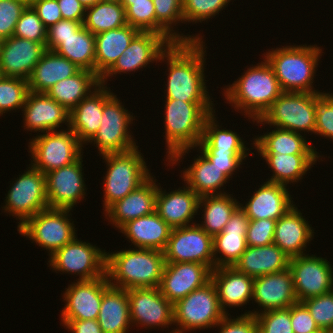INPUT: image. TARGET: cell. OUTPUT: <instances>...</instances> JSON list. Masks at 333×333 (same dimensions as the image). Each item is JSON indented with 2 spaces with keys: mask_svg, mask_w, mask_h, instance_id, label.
<instances>
[{
  "mask_svg": "<svg viewBox=\"0 0 333 333\" xmlns=\"http://www.w3.org/2000/svg\"><path fill=\"white\" fill-rule=\"evenodd\" d=\"M138 147L125 153L103 155L108 166L104 178L105 212L117 201L140 187L151 176Z\"/></svg>",
  "mask_w": 333,
  "mask_h": 333,
  "instance_id": "obj_6",
  "label": "cell"
},
{
  "mask_svg": "<svg viewBox=\"0 0 333 333\" xmlns=\"http://www.w3.org/2000/svg\"><path fill=\"white\" fill-rule=\"evenodd\" d=\"M226 314L221 309L214 283L192 291L173 304V325L179 326L170 333H184L195 329L214 328Z\"/></svg>",
  "mask_w": 333,
  "mask_h": 333,
  "instance_id": "obj_7",
  "label": "cell"
},
{
  "mask_svg": "<svg viewBox=\"0 0 333 333\" xmlns=\"http://www.w3.org/2000/svg\"><path fill=\"white\" fill-rule=\"evenodd\" d=\"M170 45L162 35L155 32H139L114 65L100 78V84L106 85L108 77L117 73L136 71L150 62H157Z\"/></svg>",
  "mask_w": 333,
  "mask_h": 333,
  "instance_id": "obj_20",
  "label": "cell"
},
{
  "mask_svg": "<svg viewBox=\"0 0 333 333\" xmlns=\"http://www.w3.org/2000/svg\"><path fill=\"white\" fill-rule=\"evenodd\" d=\"M49 266L54 271L79 274L78 281L93 280L106 275V252L76 237L55 251ZM77 273V274H76Z\"/></svg>",
  "mask_w": 333,
  "mask_h": 333,
  "instance_id": "obj_13",
  "label": "cell"
},
{
  "mask_svg": "<svg viewBox=\"0 0 333 333\" xmlns=\"http://www.w3.org/2000/svg\"><path fill=\"white\" fill-rule=\"evenodd\" d=\"M276 221L272 219L250 220L246 235L247 246L259 247L272 244Z\"/></svg>",
  "mask_w": 333,
  "mask_h": 333,
  "instance_id": "obj_54",
  "label": "cell"
},
{
  "mask_svg": "<svg viewBox=\"0 0 333 333\" xmlns=\"http://www.w3.org/2000/svg\"><path fill=\"white\" fill-rule=\"evenodd\" d=\"M31 6L46 28L63 19L57 0H34Z\"/></svg>",
  "mask_w": 333,
  "mask_h": 333,
  "instance_id": "obj_58",
  "label": "cell"
},
{
  "mask_svg": "<svg viewBox=\"0 0 333 333\" xmlns=\"http://www.w3.org/2000/svg\"><path fill=\"white\" fill-rule=\"evenodd\" d=\"M132 2H148V0H121L120 4L125 8V10L132 4Z\"/></svg>",
  "mask_w": 333,
  "mask_h": 333,
  "instance_id": "obj_61",
  "label": "cell"
},
{
  "mask_svg": "<svg viewBox=\"0 0 333 333\" xmlns=\"http://www.w3.org/2000/svg\"><path fill=\"white\" fill-rule=\"evenodd\" d=\"M247 151L200 150L211 163L217 166L228 178L239 168L250 154ZM231 176V177H230Z\"/></svg>",
  "mask_w": 333,
  "mask_h": 333,
  "instance_id": "obj_53",
  "label": "cell"
},
{
  "mask_svg": "<svg viewBox=\"0 0 333 333\" xmlns=\"http://www.w3.org/2000/svg\"><path fill=\"white\" fill-rule=\"evenodd\" d=\"M315 93L282 91L257 123L315 133Z\"/></svg>",
  "mask_w": 333,
  "mask_h": 333,
  "instance_id": "obj_8",
  "label": "cell"
},
{
  "mask_svg": "<svg viewBox=\"0 0 333 333\" xmlns=\"http://www.w3.org/2000/svg\"><path fill=\"white\" fill-rule=\"evenodd\" d=\"M46 50V43L16 36L0 41V75L27 80Z\"/></svg>",
  "mask_w": 333,
  "mask_h": 333,
  "instance_id": "obj_21",
  "label": "cell"
},
{
  "mask_svg": "<svg viewBox=\"0 0 333 333\" xmlns=\"http://www.w3.org/2000/svg\"><path fill=\"white\" fill-rule=\"evenodd\" d=\"M27 6L21 0H0V41L14 35L17 21Z\"/></svg>",
  "mask_w": 333,
  "mask_h": 333,
  "instance_id": "obj_52",
  "label": "cell"
},
{
  "mask_svg": "<svg viewBox=\"0 0 333 333\" xmlns=\"http://www.w3.org/2000/svg\"><path fill=\"white\" fill-rule=\"evenodd\" d=\"M92 91L70 112L69 129L82 144L88 143L98 132L104 104L114 95L102 84Z\"/></svg>",
  "mask_w": 333,
  "mask_h": 333,
  "instance_id": "obj_24",
  "label": "cell"
},
{
  "mask_svg": "<svg viewBox=\"0 0 333 333\" xmlns=\"http://www.w3.org/2000/svg\"><path fill=\"white\" fill-rule=\"evenodd\" d=\"M110 286L106 275L93 280L77 281L64 292L65 306L61 311V322L97 319L104 291Z\"/></svg>",
  "mask_w": 333,
  "mask_h": 333,
  "instance_id": "obj_16",
  "label": "cell"
},
{
  "mask_svg": "<svg viewBox=\"0 0 333 333\" xmlns=\"http://www.w3.org/2000/svg\"><path fill=\"white\" fill-rule=\"evenodd\" d=\"M322 53L317 45H292L269 50L264 58L282 91L321 93L313 89L312 83Z\"/></svg>",
  "mask_w": 333,
  "mask_h": 333,
  "instance_id": "obj_5",
  "label": "cell"
},
{
  "mask_svg": "<svg viewBox=\"0 0 333 333\" xmlns=\"http://www.w3.org/2000/svg\"><path fill=\"white\" fill-rule=\"evenodd\" d=\"M291 323L294 333H315L320 331L309 310L302 302L291 305Z\"/></svg>",
  "mask_w": 333,
  "mask_h": 333,
  "instance_id": "obj_57",
  "label": "cell"
},
{
  "mask_svg": "<svg viewBox=\"0 0 333 333\" xmlns=\"http://www.w3.org/2000/svg\"><path fill=\"white\" fill-rule=\"evenodd\" d=\"M63 19L84 23L86 8L78 0H57Z\"/></svg>",
  "mask_w": 333,
  "mask_h": 333,
  "instance_id": "obj_59",
  "label": "cell"
},
{
  "mask_svg": "<svg viewBox=\"0 0 333 333\" xmlns=\"http://www.w3.org/2000/svg\"><path fill=\"white\" fill-rule=\"evenodd\" d=\"M28 169L15 180L5 197V206L2 207L6 213H11L20 220L17 228L48 208L45 174L32 165Z\"/></svg>",
  "mask_w": 333,
  "mask_h": 333,
  "instance_id": "obj_12",
  "label": "cell"
},
{
  "mask_svg": "<svg viewBox=\"0 0 333 333\" xmlns=\"http://www.w3.org/2000/svg\"><path fill=\"white\" fill-rule=\"evenodd\" d=\"M101 1H117V2H120L121 0H101Z\"/></svg>",
  "mask_w": 333,
  "mask_h": 333,
  "instance_id": "obj_65",
  "label": "cell"
},
{
  "mask_svg": "<svg viewBox=\"0 0 333 333\" xmlns=\"http://www.w3.org/2000/svg\"><path fill=\"white\" fill-rule=\"evenodd\" d=\"M215 112L211 113L204 122L203 135L196 146L200 150L219 151H248L241 137L231 130L219 129ZM247 148V149H246Z\"/></svg>",
  "mask_w": 333,
  "mask_h": 333,
  "instance_id": "obj_44",
  "label": "cell"
},
{
  "mask_svg": "<svg viewBox=\"0 0 333 333\" xmlns=\"http://www.w3.org/2000/svg\"><path fill=\"white\" fill-rule=\"evenodd\" d=\"M13 36L33 42L46 43L47 28L31 5L26 7L17 21Z\"/></svg>",
  "mask_w": 333,
  "mask_h": 333,
  "instance_id": "obj_47",
  "label": "cell"
},
{
  "mask_svg": "<svg viewBox=\"0 0 333 333\" xmlns=\"http://www.w3.org/2000/svg\"><path fill=\"white\" fill-rule=\"evenodd\" d=\"M311 228L297 206H293L276 221L273 244L290 258L304 255V248L314 237Z\"/></svg>",
  "mask_w": 333,
  "mask_h": 333,
  "instance_id": "obj_30",
  "label": "cell"
},
{
  "mask_svg": "<svg viewBox=\"0 0 333 333\" xmlns=\"http://www.w3.org/2000/svg\"><path fill=\"white\" fill-rule=\"evenodd\" d=\"M29 144L31 165L44 174L70 165L83 155L82 143L69 128L37 135Z\"/></svg>",
  "mask_w": 333,
  "mask_h": 333,
  "instance_id": "obj_9",
  "label": "cell"
},
{
  "mask_svg": "<svg viewBox=\"0 0 333 333\" xmlns=\"http://www.w3.org/2000/svg\"><path fill=\"white\" fill-rule=\"evenodd\" d=\"M124 108L116 95L104 104L99 130L89 141L96 144L101 156L125 153L139 147L128 131L135 118Z\"/></svg>",
  "mask_w": 333,
  "mask_h": 333,
  "instance_id": "obj_11",
  "label": "cell"
},
{
  "mask_svg": "<svg viewBox=\"0 0 333 333\" xmlns=\"http://www.w3.org/2000/svg\"><path fill=\"white\" fill-rule=\"evenodd\" d=\"M203 41L171 44L160 56L167 60L168 80L166 99L185 102H213L204 75L205 48ZM205 50V51H204Z\"/></svg>",
  "mask_w": 333,
  "mask_h": 333,
  "instance_id": "obj_1",
  "label": "cell"
},
{
  "mask_svg": "<svg viewBox=\"0 0 333 333\" xmlns=\"http://www.w3.org/2000/svg\"><path fill=\"white\" fill-rule=\"evenodd\" d=\"M164 265L165 258L161 250L131 248L115 253L106 252L109 284L125 290L159 287Z\"/></svg>",
  "mask_w": 333,
  "mask_h": 333,
  "instance_id": "obj_3",
  "label": "cell"
},
{
  "mask_svg": "<svg viewBox=\"0 0 333 333\" xmlns=\"http://www.w3.org/2000/svg\"><path fill=\"white\" fill-rule=\"evenodd\" d=\"M211 281L214 283L221 309L240 307L253 299L254 278L239 272L233 266H221L211 271ZM250 299V300H249Z\"/></svg>",
  "mask_w": 333,
  "mask_h": 333,
  "instance_id": "obj_29",
  "label": "cell"
},
{
  "mask_svg": "<svg viewBox=\"0 0 333 333\" xmlns=\"http://www.w3.org/2000/svg\"><path fill=\"white\" fill-rule=\"evenodd\" d=\"M125 12L128 25L138 29L140 32L156 33V14L152 0H148V2H132Z\"/></svg>",
  "mask_w": 333,
  "mask_h": 333,
  "instance_id": "obj_50",
  "label": "cell"
},
{
  "mask_svg": "<svg viewBox=\"0 0 333 333\" xmlns=\"http://www.w3.org/2000/svg\"><path fill=\"white\" fill-rule=\"evenodd\" d=\"M302 303L307 307L320 330L333 332V291L308 298Z\"/></svg>",
  "mask_w": 333,
  "mask_h": 333,
  "instance_id": "obj_48",
  "label": "cell"
},
{
  "mask_svg": "<svg viewBox=\"0 0 333 333\" xmlns=\"http://www.w3.org/2000/svg\"><path fill=\"white\" fill-rule=\"evenodd\" d=\"M24 129L46 133L57 131L61 123L69 128L70 111L46 93L29 91L22 108Z\"/></svg>",
  "mask_w": 333,
  "mask_h": 333,
  "instance_id": "obj_22",
  "label": "cell"
},
{
  "mask_svg": "<svg viewBox=\"0 0 333 333\" xmlns=\"http://www.w3.org/2000/svg\"><path fill=\"white\" fill-rule=\"evenodd\" d=\"M224 90L226 100L236 109L244 111L252 121L260 119L282 90L272 67L264 59L248 70Z\"/></svg>",
  "mask_w": 333,
  "mask_h": 333,
  "instance_id": "obj_4",
  "label": "cell"
},
{
  "mask_svg": "<svg viewBox=\"0 0 333 333\" xmlns=\"http://www.w3.org/2000/svg\"><path fill=\"white\" fill-rule=\"evenodd\" d=\"M291 198L285 185L267 181L260 185L246 205L239 203V207L249 220H278L295 206Z\"/></svg>",
  "mask_w": 333,
  "mask_h": 333,
  "instance_id": "obj_25",
  "label": "cell"
},
{
  "mask_svg": "<svg viewBox=\"0 0 333 333\" xmlns=\"http://www.w3.org/2000/svg\"><path fill=\"white\" fill-rule=\"evenodd\" d=\"M99 85L100 77L95 72L80 69L75 75L53 85L46 94L71 112Z\"/></svg>",
  "mask_w": 333,
  "mask_h": 333,
  "instance_id": "obj_37",
  "label": "cell"
},
{
  "mask_svg": "<svg viewBox=\"0 0 333 333\" xmlns=\"http://www.w3.org/2000/svg\"><path fill=\"white\" fill-rule=\"evenodd\" d=\"M82 156L74 163L52 170L46 176V194L49 208L71 209L84 198Z\"/></svg>",
  "mask_w": 333,
  "mask_h": 333,
  "instance_id": "obj_19",
  "label": "cell"
},
{
  "mask_svg": "<svg viewBox=\"0 0 333 333\" xmlns=\"http://www.w3.org/2000/svg\"><path fill=\"white\" fill-rule=\"evenodd\" d=\"M256 317L258 333H294L291 323V306L265 312L248 311Z\"/></svg>",
  "mask_w": 333,
  "mask_h": 333,
  "instance_id": "obj_46",
  "label": "cell"
},
{
  "mask_svg": "<svg viewBox=\"0 0 333 333\" xmlns=\"http://www.w3.org/2000/svg\"><path fill=\"white\" fill-rule=\"evenodd\" d=\"M85 8L95 5L101 0H78Z\"/></svg>",
  "mask_w": 333,
  "mask_h": 333,
  "instance_id": "obj_62",
  "label": "cell"
},
{
  "mask_svg": "<svg viewBox=\"0 0 333 333\" xmlns=\"http://www.w3.org/2000/svg\"><path fill=\"white\" fill-rule=\"evenodd\" d=\"M165 103L166 153L168 162L175 165L199 144L205 119L215 112L214 103L175 99H166Z\"/></svg>",
  "mask_w": 333,
  "mask_h": 333,
  "instance_id": "obj_2",
  "label": "cell"
},
{
  "mask_svg": "<svg viewBox=\"0 0 333 333\" xmlns=\"http://www.w3.org/2000/svg\"><path fill=\"white\" fill-rule=\"evenodd\" d=\"M186 186V187H185ZM166 193L158 186L155 212L173 229L190 226L200 197L187 185Z\"/></svg>",
  "mask_w": 333,
  "mask_h": 333,
  "instance_id": "obj_28",
  "label": "cell"
},
{
  "mask_svg": "<svg viewBox=\"0 0 333 333\" xmlns=\"http://www.w3.org/2000/svg\"><path fill=\"white\" fill-rule=\"evenodd\" d=\"M226 314L217 324L220 327L219 333H258L256 317L252 314H242L237 318H228Z\"/></svg>",
  "mask_w": 333,
  "mask_h": 333,
  "instance_id": "obj_56",
  "label": "cell"
},
{
  "mask_svg": "<svg viewBox=\"0 0 333 333\" xmlns=\"http://www.w3.org/2000/svg\"><path fill=\"white\" fill-rule=\"evenodd\" d=\"M83 26L82 22L61 19L47 28L46 49L54 51L60 45V39L75 34Z\"/></svg>",
  "mask_w": 333,
  "mask_h": 333,
  "instance_id": "obj_55",
  "label": "cell"
},
{
  "mask_svg": "<svg viewBox=\"0 0 333 333\" xmlns=\"http://www.w3.org/2000/svg\"><path fill=\"white\" fill-rule=\"evenodd\" d=\"M120 230L135 248L164 251L172 228L154 212L127 222Z\"/></svg>",
  "mask_w": 333,
  "mask_h": 333,
  "instance_id": "obj_32",
  "label": "cell"
},
{
  "mask_svg": "<svg viewBox=\"0 0 333 333\" xmlns=\"http://www.w3.org/2000/svg\"><path fill=\"white\" fill-rule=\"evenodd\" d=\"M315 133L333 140V94L315 93Z\"/></svg>",
  "mask_w": 333,
  "mask_h": 333,
  "instance_id": "obj_51",
  "label": "cell"
},
{
  "mask_svg": "<svg viewBox=\"0 0 333 333\" xmlns=\"http://www.w3.org/2000/svg\"><path fill=\"white\" fill-rule=\"evenodd\" d=\"M315 333H329V332H326V331H324V330H320V331H317V332H315Z\"/></svg>",
  "mask_w": 333,
  "mask_h": 333,
  "instance_id": "obj_64",
  "label": "cell"
},
{
  "mask_svg": "<svg viewBox=\"0 0 333 333\" xmlns=\"http://www.w3.org/2000/svg\"><path fill=\"white\" fill-rule=\"evenodd\" d=\"M127 25L125 8L117 1H99L86 8L83 26L94 35Z\"/></svg>",
  "mask_w": 333,
  "mask_h": 333,
  "instance_id": "obj_43",
  "label": "cell"
},
{
  "mask_svg": "<svg viewBox=\"0 0 333 333\" xmlns=\"http://www.w3.org/2000/svg\"><path fill=\"white\" fill-rule=\"evenodd\" d=\"M157 191L158 184L151 175L140 187L114 203L103 214L119 230L127 222L155 212Z\"/></svg>",
  "mask_w": 333,
  "mask_h": 333,
  "instance_id": "obj_26",
  "label": "cell"
},
{
  "mask_svg": "<svg viewBox=\"0 0 333 333\" xmlns=\"http://www.w3.org/2000/svg\"><path fill=\"white\" fill-rule=\"evenodd\" d=\"M25 2L27 5H31L34 0H21Z\"/></svg>",
  "mask_w": 333,
  "mask_h": 333,
  "instance_id": "obj_63",
  "label": "cell"
},
{
  "mask_svg": "<svg viewBox=\"0 0 333 333\" xmlns=\"http://www.w3.org/2000/svg\"><path fill=\"white\" fill-rule=\"evenodd\" d=\"M194 163L183 170L185 184L199 197L226 194L220 191L229 178L203 154L194 159ZM219 190V191H218Z\"/></svg>",
  "mask_w": 333,
  "mask_h": 333,
  "instance_id": "obj_36",
  "label": "cell"
},
{
  "mask_svg": "<svg viewBox=\"0 0 333 333\" xmlns=\"http://www.w3.org/2000/svg\"><path fill=\"white\" fill-rule=\"evenodd\" d=\"M127 294L131 324L144 328H166L173 324V304L162 295L158 287L130 288Z\"/></svg>",
  "mask_w": 333,
  "mask_h": 333,
  "instance_id": "obj_17",
  "label": "cell"
},
{
  "mask_svg": "<svg viewBox=\"0 0 333 333\" xmlns=\"http://www.w3.org/2000/svg\"><path fill=\"white\" fill-rule=\"evenodd\" d=\"M65 327L71 333H104L97 319L71 320Z\"/></svg>",
  "mask_w": 333,
  "mask_h": 333,
  "instance_id": "obj_60",
  "label": "cell"
},
{
  "mask_svg": "<svg viewBox=\"0 0 333 333\" xmlns=\"http://www.w3.org/2000/svg\"><path fill=\"white\" fill-rule=\"evenodd\" d=\"M28 93L27 80L0 75V116L11 110L22 109Z\"/></svg>",
  "mask_w": 333,
  "mask_h": 333,
  "instance_id": "obj_45",
  "label": "cell"
},
{
  "mask_svg": "<svg viewBox=\"0 0 333 333\" xmlns=\"http://www.w3.org/2000/svg\"><path fill=\"white\" fill-rule=\"evenodd\" d=\"M289 261L290 257L272 243L259 247L247 246L233 267L239 272L256 278L288 269Z\"/></svg>",
  "mask_w": 333,
  "mask_h": 333,
  "instance_id": "obj_31",
  "label": "cell"
},
{
  "mask_svg": "<svg viewBox=\"0 0 333 333\" xmlns=\"http://www.w3.org/2000/svg\"><path fill=\"white\" fill-rule=\"evenodd\" d=\"M79 70L73 62L55 51L46 50L27 79L29 91L46 93L53 85L75 75Z\"/></svg>",
  "mask_w": 333,
  "mask_h": 333,
  "instance_id": "obj_33",
  "label": "cell"
},
{
  "mask_svg": "<svg viewBox=\"0 0 333 333\" xmlns=\"http://www.w3.org/2000/svg\"><path fill=\"white\" fill-rule=\"evenodd\" d=\"M269 168H272L273 176L268 181L287 186L298 182L311 169L317 159V154H279L259 153Z\"/></svg>",
  "mask_w": 333,
  "mask_h": 333,
  "instance_id": "obj_38",
  "label": "cell"
},
{
  "mask_svg": "<svg viewBox=\"0 0 333 333\" xmlns=\"http://www.w3.org/2000/svg\"><path fill=\"white\" fill-rule=\"evenodd\" d=\"M163 253L165 262H194L215 268L213 237L195 223L173 228Z\"/></svg>",
  "mask_w": 333,
  "mask_h": 333,
  "instance_id": "obj_14",
  "label": "cell"
},
{
  "mask_svg": "<svg viewBox=\"0 0 333 333\" xmlns=\"http://www.w3.org/2000/svg\"><path fill=\"white\" fill-rule=\"evenodd\" d=\"M97 321L104 333H127L131 325L127 290L109 286L103 299Z\"/></svg>",
  "mask_w": 333,
  "mask_h": 333,
  "instance_id": "obj_35",
  "label": "cell"
},
{
  "mask_svg": "<svg viewBox=\"0 0 333 333\" xmlns=\"http://www.w3.org/2000/svg\"><path fill=\"white\" fill-rule=\"evenodd\" d=\"M211 269L194 262H165L159 290L162 295L175 304L192 291L203 287L211 280Z\"/></svg>",
  "mask_w": 333,
  "mask_h": 333,
  "instance_id": "obj_18",
  "label": "cell"
},
{
  "mask_svg": "<svg viewBox=\"0 0 333 333\" xmlns=\"http://www.w3.org/2000/svg\"><path fill=\"white\" fill-rule=\"evenodd\" d=\"M184 22H202L223 10L231 0H182Z\"/></svg>",
  "mask_w": 333,
  "mask_h": 333,
  "instance_id": "obj_49",
  "label": "cell"
},
{
  "mask_svg": "<svg viewBox=\"0 0 333 333\" xmlns=\"http://www.w3.org/2000/svg\"><path fill=\"white\" fill-rule=\"evenodd\" d=\"M253 299L263 307L261 312L288 308L298 302L294 290L293 275L288 268L279 273L254 278Z\"/></svg>",
  "mask_w": 333,
  "mask_h": 333,
  "instance_id": "obj_23",
  "label": "cell"
},
{
  "mask_svg": "<svg viewBox=\"0 0 333 333\" xmlns=\"http://www.w3.org/2000/svg\"><path fill=\"white\" fill-rule=\"evenodd\" d=\"M70 211L48 207L29 218L18 232L45 248L51 256L77 237L74 224L68 218Z\"/></svg>",
  "mask_w": 333,
  "mask_h": 333,
  "instance_id": "obj_10",
  "label": "cell"
},
{
  "mask_svg": "<svg viewBox=\"0 0 333 333\" xmlns=\"http://www.w3.org/2000/svg\"><path fill=\"white\" fill-rule=\"evenodd\" d=\"M300 133L275 127L272 132L254 138L258 153L318 154Z\"/></svg>",
  "mask_w": 333,
  "mask_h": 333,
  "instance_id": "obj_39",
  "label": "cell"
},
{
  "mask_svg": "<svg viewBox=\"0 0 333 333\" xmlns=\"http://www.w3.org/2000/svg\"><path fill=\"white\" fill-rule=\"evenodd\" d=\"M156 14V33L162 35L170 44L178 42L202 41L201 36H192L174 32L173 24L184 22L182 0H152ZM177 22V23H176ZM185 36V37H184Z\"/></svg>",
  "mask_w": 333,
  "mask_h": 333,
  "instance_id": "obj_42",
  "label": "cell"
},
{
  "mask_svg": "<svg viewBox=\"0 0 333 333\" xmlns=\"http://www.w3.org/2000/svg\"><path fill=\"white\" fill-rule=\"evenodd\" d=\"M249 218L238 207L231 215L223 231L213 237L215 268L233 266L247 248L246 235ZM217 253H220V258ZM224 257V258H223Z\"/></svg>",
  "mask_w": 333,
  "mask_h": 333,
  "instance_id": "obj_27",
  "label": "cell"
},
{
  "mask_svg": "<svg viewBox=\"0 0 333 333\" xmlns=\"http://www.w3.org/2000/svg\"><path fill=\"white\" fill-rule=\"evenodd\" d=\"M54 51L81 70L95 72V35L84 26L72 36L60 39Z\"/></svg>",
  "mask_w": 333,
  "mask_h": 333,
  "instance_id": "obj_40",
  "label": "cell"
},
{
  "mask_svg": "<svg viewBox=\"0 0 333 333\" xmlns=\"http://www.w3.org/2000/svg\"><path fill=\"white\" fill-rule=\"evenodd\" d=\"M289 269L298 302L333 291V268L325 258L309 254L292 257Z\"/></svg>",
  "mask_w": 333,
  "mask_h": 333,
  "instance_id": "obj_15",
  "label": "cell"
},
{
  "mask_svg": "<svg viewBox=\"0 0 333 333\" xmlns=\"http://www.w3.org/2000/svg\"><path fill=\"white\" fill-rule=\"evenodd\" d=\"M140 31L130 25L95 35V73L101 78Z\"/></svg>",
  "mask_w": 333,
  "mask_h": 333,
  "instance_id": "obj_34",
  "label": "cell"
},
{
  "mask_svg": "<svg viewBox=\"0 0 333 333\" xmlns=\"http://www.w3.org/2000/svg\"><path fill=\"white\" fill-rule=\"evenodd\" d=\"M231 194L201 196L198 208H204V222L198 225L214 237L223 231L231 215L240 206Z\"/></svg>",
  "mask_w": 333,
  "mask_h": 333,
  "instance_id": "obj_41",
  "label": "cell"
}]
</instances>
